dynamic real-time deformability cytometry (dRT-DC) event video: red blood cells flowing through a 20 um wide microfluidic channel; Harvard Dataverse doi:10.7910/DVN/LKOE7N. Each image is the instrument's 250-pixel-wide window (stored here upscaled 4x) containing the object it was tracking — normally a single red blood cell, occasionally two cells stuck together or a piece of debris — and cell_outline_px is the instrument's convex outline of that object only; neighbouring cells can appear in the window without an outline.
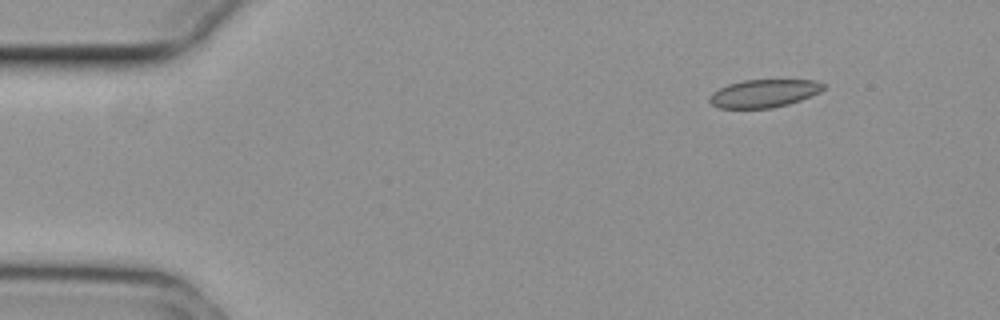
{"species": "common noctule bat (a hibernating species)", "species_latin": "Nyctalus noctula", "temperature_condition": "cold", "stored_images_in_passage": 50, "camera_frame_rate_fps": 3000, "um_per_image_px": 0.085, "animal": {"sex": "female", "body_mass_g": 29.2, "forearm_length_mm": 56.3}, "frame": {"image": 1, "passage_image": 1, "time_ms": 0.0, "image_size_px": [1000, 320], "cell_outline_px": [[824, 88], [820, 92], [800, 100], [788, 104], [772, 108], [720, 108], [712, 104], [708, 100], [708, 96], [712, 92], [728, 84], [744, 80], [816, 80], [824, 84]], "centroid_in_image_um": [64.91, 7.94], "position_along_channel_um": 20.1, "area_um2": 18.5}}
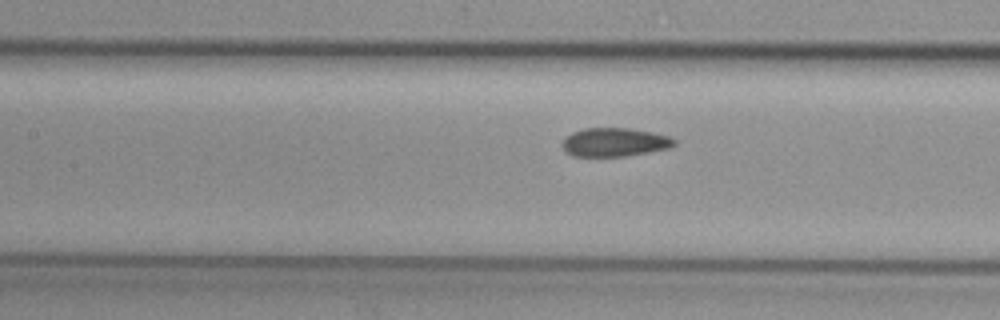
{"frame": {"image": 2, "passage_image": 19, "time_ms": 6.0, "image_size_px": [1000, 320], "cell_outline_px": [[676, 144], [668, 148], [648, 152], [624, 156], [572, 156], [564, 152], [564, 140], [572, 132], [584, 128], [628, 128], [652, 132], [668, 136], [676, 140]], "centroid_in_image_um": [52.24, 12.09], "position_along_channel_um": 155.2, "area_um2": 18.5}}
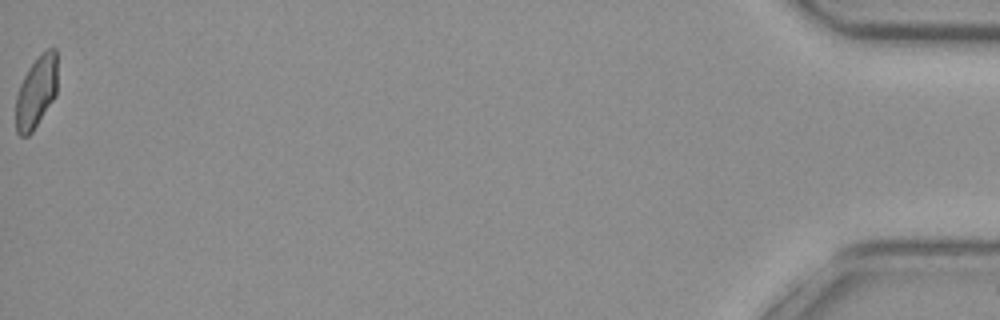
{"frame": {"image": 3, "passage_image": 50, "time_ms": 16.333, "image_size_px": [1000, 320], "cell_outline_px": [[56, 96], [32, 132], [28, 136], [20, 136], [16, 132], [16, 96], [20, 84], [28, 68], [40, 52], [44, 48], [56, 48]], "centroid_in_image_um": [3.08, 7.8], "position_along_channel_um": 432.1, "area_um2": 17.57}, "authors_computed_cell_mechanics": {"area_um2": 18.8139, "velocity_mm_per_s": 3.722, "shape_relaxation_time_tau1_ms": null, "shape_relaxation_time_tau2_ms": 1.1047, "deformation_change_tau1": null, "deformation_change_tau2": 0.0571}}